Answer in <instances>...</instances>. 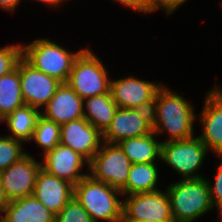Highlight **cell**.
Wrapping results in <instances>:
<instances>
[{
    "label": "cell",
    "mask_w": 222,
    "mask_h": 222,
    "mask_svg": "<svg viewBox=\"0 0 222 222\" xmlns=\"http://www.w3.org/2000/svg\"><path fill=\"white\" fill-rule=\"evenodd\" d=\"M55 222H94L82 205L73 196L55 215Z\"/></svg>",
    "instance_id": "26"
},
{
    "label": "cell",
    "mask_w": 222,
    "mask_h": 222,
    "mask_svg": "<svg viewBox=\"0 0 222 222\" xmlns=\"http://www.w3.org/2000/svg\"><path fill=\"white\" fill-rule=\"evenodd\" d=\"M20 87V60L17 67L0 77V117L4 119L16 108L23 106Z\"/></svg>",
    "instance_id": "23"
},
{
    "label": "cell",
    "mask_w": 222,
    "mask_h": 222,
    "mask_svg": "<svg viewBox=\"0 0 222 222\" xmlns=\"http://www.w3.org/2000/svg\"><path fill=\"white\" fill-rule=\"evenodd\" d=\"M114 222H127L123 217L117 221H114Z\"/></svg>",
    "instance_id": "34"
},
{
    "label": "cell",
    "mask_w": 222,
    "mask_h": 222,
    "mask_svg": "<svg viewBox=\"0 0 222 222\" xmlns=\"http://www.w3.org/2000/svg\"><path fill=\"white\" fill-rule=\"evenodd\" d=\"M60 84V81L40 72L23 57L20 59V87L25 104L42 111Z\"/></svg>",
    "instance_id": "13"
},
{
    "label": "cell",
    "mask_w": 222,
    "mask_h": 222,
    "mask_svg": "<svg viewBox=\"0 0 222 222\" xmlns=\"http://www.w3.org/2000/svg\"><path fill=\"white\" fill-rule=\"evenodd\" d=\"M73 196L94 222H114L123 217L124 196L121 190L98 181L89 174L74 185Z\"/></svg>",
    "instance_id": "2"
},
{
    "label": "cell",
    "mask_w": 222,
    "mask_h": 222,
    "mask_svg": "<svg viewBox=\"0 0 222 222\" xmlns=\"http://www.w3.org/2000/svg\"><path fill=\"white\" fill-rule=\"evenodd\" d=\"M126 221L174 222L167 191L141 192L123 197Z\"/></svg>",
    "instance_id": "8"
},
{
    "label": "cell",
    "mask_w": 222,
    "mask_h": 222,
    "mask_svg": "<svg viewBox=\"0 0 222 222\" xmlns=\"http://www.w3.org/2000/svg\"><path fill=\"white\" fill-rule=\"evenodd\" d=\"M135 76L110 80V93L118 107L152 110L154 98L163 85Z\"/></svg>",
    "instance_id": "9"
},
{
    "label": "cell",
    "mask_w": 222,
    "mask_h": 222,
    "mask_svg": "<svg viewBox=\"0 0 222 222\" xmlns=\"http://www.w3.org/2000/svg\"><path fill=\"white\" fill-rule=\"evenodd\" d=\"M158 165L156 163L132 164L126 185L121 189L123 196L159 190Z\"/></svg>",
    "instance_id": "22"
},
{
    "label": "cell",
    "mask_w": 222,
    "mask_h": 222,
    "mask_svg": "<svg viewBox=\"0 0 222 222\" xmlns=\"http://www.w3.org/2000/svg\"><path fill=\"white\" fill-rule=\"evenodd\" d=\"M84 118L103 133L111 124L118 108L111 93H105L84 99Z\"/></svg>",
    "instance_id": "21"
},
{
    "label": "cell",
    "mask_w": 222,
    "mask_h": 222,
    "mask_svg": "<svg viewBox=\"0 0 222 222\" xmlns=\"http://www.w3.org/2000/svg\"><path fill=\"white\" fill-rule=\"evenodd\" d=\"M132 163L118 144L102 142L89 162V175L121 190L128 180Z\"/></svg>",
    "instance_id": "7"
},
{
    "label": "cell",
    "mask_w": 222,
    "mask_h": 222,
    "mask_svg": "<svg viewBox=\"0 0 222 222\" xmlns=\"http://www.w3.org/2000/svg\"><path fill=\"white\" fill-rule=\"evenodd\" d=\"M118 4L142 14L150 13L149 0H115Z\"/></svg>",
    "instance_id": "30"
},
{
    "label": "cell",
    "mask_w": 222,
    "mask_h": 222,
    "mask_svg": "<svg viewBox=\"0 0 222 222\" xmlns=\"http://www.w3.org/2000/svg\"><path fill=\"white\" fill-rule=\"evenodd\" d=\"M42 161L27 154L0 172V183L8 201L32 196Z\"/></svg>",
    "instance_id": "10"
},
{
    "label": "cell",
    "mask_w": 222,
    "mask_h": 222,
    "mask_svg": "<svg viewBox=\"0 0 222 222\" xmlns=\"http://www.w3.org/2000/svg\"><path fill=\"white\" fill-rule=\"evenodd\" d=\"M42 168L48 173L76 185L89 172L82 173L89 162L69 147L58 144L43 156ZM86 165V166H84Z\"/></svg>",
    "instance_id": "14"
},
{
    "label": "cell",
    "mask_w": 222,
    "mask_h": 222,
    "mask_svg": "<svg viewBox=\"0 0 222 222\" xmlns=\"http://www.w3.org/2000/svg\"><path fill=\"white\" fill-rule=\"evenodd\" d=\"M127 222H154V221H127Z\"/></svg>",
    "instance_id": "35"
},
{
    "label": "cell",
    "mask_w": 222,
    "mask_h": 222,
    "mask_svg": "<svg viewBox=\"0 0 222 222\" xmlns=\"http://www.w3.org/2000/svg\"><path fill=\"white\" fill-rule=\"evenodd\" d=\"M74 195V185L48 173L43 168L37 174L33 196L57 215Z\"/></svg>",
    "instance_id": "16"
},
{
    "label": "cell",
    "mask_w": 222,
    "mask_h": 222,
    "mask_svg": "<svg viewBox=\"0 0 222 222\" xmlns=\"http://www.w3.org/2000/svg\"><path fill=\"white\" fill-rule=\"evenodd\" d=\"M40 115L41 111L27 104L16 108L3 119L9 131L7 136L30 143Z\"/></svg>",
    "instance_id": "20"
},
{
    "label": "cell",
    "mask_w": 222,
    "mask_h": 222,
    "mask_svg": "<svg viewBox=\"0 0 222 222\" xmlns=\"http://www.w3.org/2000/svg\"><path fill=\"white\" fill-rule=\"evenodd\" d=\"M151 111L118 107L111 124L102 133L103 142L117 144L127 138L151 133Z\"/></svg>",
    "instance_id": "11"
},
{
    "label": "cell",
    "mask_w": 222,
    "mask_h": 222,
    "mask_svg": "<svg viewBox=\"0 0 222 222\" xmlns=\"http://www.w3.org/2000/svg\"><path fill=\"white\" fill-rule=\"evenodd\" d=\"M194 110L193 104L163 84L155 95L151 111L153 131L157 136L167 132L169 138L161 142L194 137V122L198 117Z\"/></svg>",
    "instance_id": "1"
},
{
    "label": "cell",
    "mask_w": 222,
    "mask_h": 222,
    "mask_svg": "<svg viewBox=\"0 0 222 222\" xmlns=\"http://www.w3.org/2000/svg\"><path fill=\"white\" fill-rule=\"evenodd\" d=\"M21 0H0V9L7 12H14Z\"/></svg>",
    "instance_id": "31"
},
{
    "label": "cell",
    "mask_w": 222,
    "mask_h": 222,
    "mask_svg": "<svg viewBox=\"0 0 222 222\" xmlns=\"http://www.w3.org/2000/svg\"><path fill=\"white\" fill-rule=\"evenodd\" d=\"M33 1H38L41 2L47 6H50L52 8H58L59 6L61 7V4L63 3L61 0H33Z\"/></svg>",
    "instance_id": "33"
},
{
    "label": "cell",
    "mask_w": 222,
    "mask_h": 222,
    "mask_svg": "<svg viewBox=\"0 0 222 222\" xmlns=\"http://www.w3.org/2000/svg\"><path fill=\"white\" fill-rule=\"evenodd\" d=\"M22 58V42L0 47V77L17 67Z\"/></svg>",
    "instance_id": "27"
},
{
    "label": "cell",
    "mask_w": 222,
    "mask_h": 222,
    "mask_svg": "<svg viewBox=\"0 0 222 222\" xmlns=\"http://www.w3.org/2000/svg\"><path fill=\"white\" fill-rule=\"evenodd\" d=\"M154 131L145 135L121 140L119 147L132 164L156 163L161 160V140Z\"/></svg>",
    "instance_id": "19"
},
{
    "label": "cell",
    "mask_w": 222,
    "mask_h": 222,
    "mask_svg": "<svg viewBox=\"0 0 222 222\" xmlns=\"http://www.w3.org/2000/svg\"><path fill=\"white\" fill-rule=\"evenodd\" d=\"M205 97L203 109L198 115L202 133L197 137L209 152L222 156V86L216 83Z\"/></svg>",
    "instance_id": "12"
},
{
    "label": "cell",
    "mask_w": 222,
    "mask_h": 222,
    "mask_svg": "<svg viewBox=\"0 0 222 222\" xmlns=\"http://www.w3.org/2000/svg\"><path fill=\"white\" fill-rule=\"evenodd\" d=\"M208 153L204 143L195 136L185 140L164 141L161 145V160L179 173L182 180L204 177L199 170Z\"/></svg>",
    "instance_id": "6"
},
{
    "label": "cell",
    "mask_w": 222,
    "mask_h": 222,
    "mask_svg": "<svg viewBox=\"0 0 222 222\" xmlns=\"http://www.w3.org/2000/svg\"><path fill=\"white\" fill-rule=\"evenodd\" d=\"M103 61L90 48H85L73 63L68 85L84 100L110 93V75Z\"/></svg>",
    "instance_id": "5"
},
{
    "label": "cell",
    "mask_w": 222,
    "mask_h": 222,
    "mask_svg": "<svg viewBox=\"0 0 222 222\" xmlns=\"http://www.w3.org/2000/svg\"><path fill=\"white\" fill-rule=\"evenodd\" d=\"M60 131L61 125L40 115L31 142H36V145L40 146L43 150H41V155L43 154L44 156L47 152L60 144Z\"/></svg>",
    "instance_id": "24"
},
{
    "label": "cell",
    "mask_w": 222,
    "mask_h": 222,
    "mask_svg": "<svg viewBox=\"0 0 222 222\" xmlns=\"http://www.w3.org/2000/svg\"><path fill=\"white\" fill-rule=\"evenodd\" d=\"M174 222H193L214 210L205 177L178 180L166 188Z\"/></svg>",
    "instance_id": "3"
},
{
    "label": "cell",
    "mask_w": 222,
    "mask_h": 222,
    "mask_svg": "<svg viewBox=\"0 0 222 222\" xmlns=\"http://www.w3.org/2000/svg\"><path fill=\"white\" fill-rule=\"evenodd\" d=\"M23 146L24 144L20 140L13 139L7 135H0V172L27 154Z\"/></svg>",
    "instance_id": "25"
},
{
    "label": "cell",
    "mask_w": 222,
    "mask_h": 222,
    "mask_svg": "<svg viewBox=\"0 0 222 222\" xmlns=\"http://www.w3.org/2000/svg\"><path fill=\"white\" fill-rule=\"evenodd\" d=\"M83 99L68 85L61 83L41 115L62 125L84 117Z\"/></svg>",
    "instance_id": "17"
},
{
    "label": "cell",
    "mask_w": 222,
    "mask_h": 222,
    "mask_svg": "<svg viewBox=\"0 0 222 222\" xmlns=\"http://www.w3.org/2000/svg\"><path fill=\"white\" fill-rule=\"evenodd\" d=\"M220 161L217 169H215L214 184L207 179L210 190V198L214 208L218 209V217L222 220V156H217ZM222 222V221H220Z\"/></svg>",
    "instance_id": "28"
},
{
    "label": "cell",
    "mask_w": 222,
    "mask_h": 222,
    "mask_svg": "<svg viewBox=\"0 0 222 222\" xmlns=\"http://www.w3.org/2000/svg\"><path fill=\"white\" fill-rule=\"evenodd\" d=\"M8 200L4 194L3 188L0 183V219L3 217L4 211L8 206Z\"/></svg>",
    "instance_id": "32"
},
{
    "label": "cell",
    "mask_w": 222,
    "mask_h": 222,
    "mask_svg": "<svg viewBox=\"0 0 222 222\" xmlns=\"http://www.w3.org/2000/svg\"><path fill=\"white\" fill-rule=\"evenodd\" d=\"M188 0H149L150 3V14L155 11L165 10L166 15L174 13L181 5L186 3Z\"/></svg>",
    "instance_id": "29"
},
{
    "label": "cell",
    "mask_w": 222,
    "mask_h": 222,
    "mask_svg": "<svg viewBox=\"0 0 222 222\" xmlns=\"http://www.w3.org/2000/svg\"><path fill=\"white\" fill-rule=\"evenodd\" d=\"M102 142V133L84 117L61 125L60 144L79 153L88 162Z\"/></svg>",
    "instance_id": "15"
},
{
    "label": "cell",
    "mask_w": 222,
    "mask_h": 222,
    "mask_svg": "<svg viewBox=\"0 0 222 222\" xmlns=\"http://www.w3.org/2000/svg\"><path fill=\"white\" fill-rule=\"evenodd\" d=\"M84 49L72 52L65 49L63 44L38 38L29 44H22V57L40 72L66 83L75 59Z\"/></svg>",
    "instance_id": "4"
},
{
    "label": "cell",
    "mask_w": 222,
    "mask_h": 222,
    "mask_svg": "<svg viewBox=\"0 0 222 222\" xmlns=\"http://www.w3.org/2000/svg\"><path fill=\"white\" fill-rule=\"evenodd\" d=\"M2 219L5 222H55V214L32 195L9 201Z\"/></svg>",
    "instance_id": "18"
}]
</instances>
